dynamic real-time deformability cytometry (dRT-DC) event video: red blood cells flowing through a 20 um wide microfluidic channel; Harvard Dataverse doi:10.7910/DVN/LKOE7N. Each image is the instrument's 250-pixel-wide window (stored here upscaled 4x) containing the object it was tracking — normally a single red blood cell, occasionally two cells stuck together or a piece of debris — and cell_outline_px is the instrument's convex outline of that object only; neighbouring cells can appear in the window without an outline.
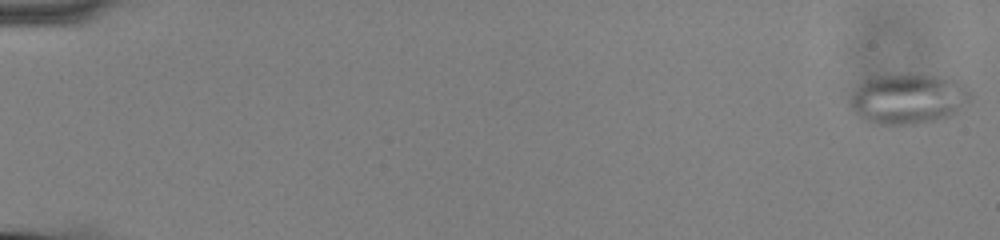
{"species": "common noctule bat (a hibernating species)", "species_latin": "Nyctalus noctula", "temperature_condition": "cold", "stored_images_in_passage": 12, "camera_frame_rate_fps": 3000, "um_per_image_px": 0.085, "animal": {"sex": "male", "body_mass_g": 13.0, "forearm_length_mm": 53.1}, "frame": {"image": 1, "passage_image": 1, "time_ms": 0.0, "image_size_px": [1000, 240], "cell_outline_px": [[972, 100], [952, 116], [944, 120], [916, 124], [876, 124], [860, 116], [848, 104], [852, 96], [860, 84], [868, 80], [880, 76], [932, 76], [956, 80], [964, 84], [972, 92]], "centroid_in_image_um": [77.3, 8.45], "position_along_channel_um": 7.7, "area_um2": 34.85}}